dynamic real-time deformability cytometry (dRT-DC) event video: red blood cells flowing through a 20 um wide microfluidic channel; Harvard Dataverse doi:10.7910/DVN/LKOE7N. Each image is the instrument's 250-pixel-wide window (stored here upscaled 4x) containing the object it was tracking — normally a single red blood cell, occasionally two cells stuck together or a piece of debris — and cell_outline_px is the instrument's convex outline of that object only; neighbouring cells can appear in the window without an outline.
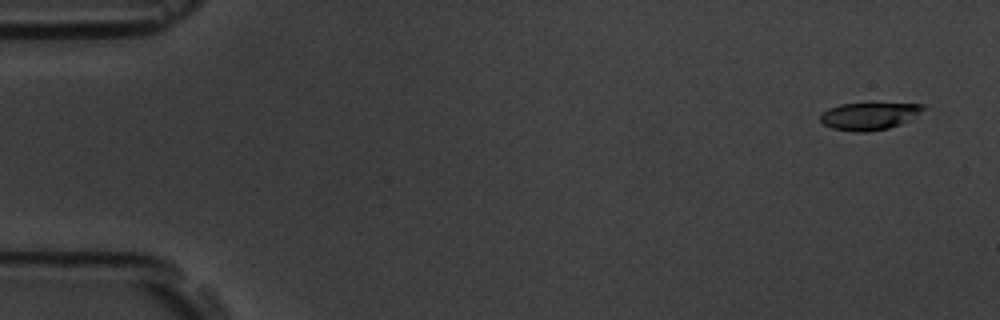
{"species": "common noctule bat (a hibernating species)", "species_latin": "Nyctalus noctula", "temperature_condition": "room temperature", "stored_images_in_passage": 5, "camera_frame_rate_fps": 3000, "um_per_image_px": 0.085, "animal": {"sex": "male", "body_mass_g": 19.5, "forearm_length_mm": 54.6}, "frame": {"image": 1, "passage_image": 1, "time_ms": 0.0, "image_size_px": [1000, 320], "cell_outline_px": [[928, 108], [900, 124], [888, 128], [864, 132], [856, 132], [832, 128], [824, 124], [820, 120], [820, 116], [828, 108], [840, 104], [924, 104]], "centroid_in_image_um": [73.87, 9.87], "position_along_channel_um": 11.1, "area_um2": 16.07}}
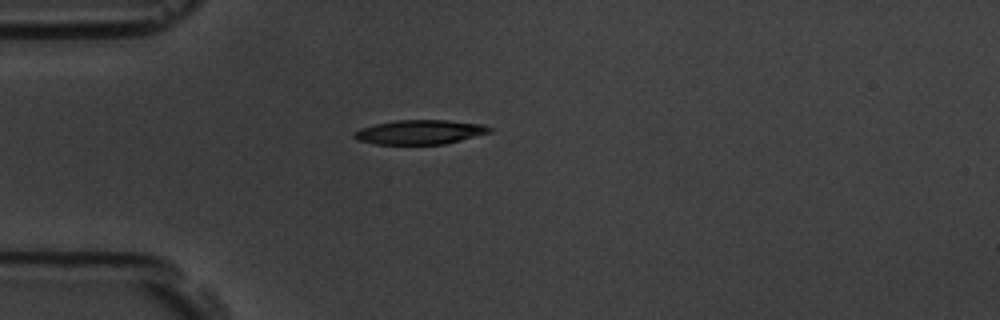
{"frame": {"image": 2, "passage_image": 5, "time_ms": 1.333, "image_size_px": [1000, 320], "cell_outline_px": [[492, 132], [444, 144], [376, 144], [356, 140], [352, 136], [352, 132], [360, 128], [376, 124], [396, 120], [448, 120], [484, 124], [492, 128]], "centroid_in_image_um": [35.67, 11.22], "position_along_channel_um": 49.3, "area_um2": 19.31}}